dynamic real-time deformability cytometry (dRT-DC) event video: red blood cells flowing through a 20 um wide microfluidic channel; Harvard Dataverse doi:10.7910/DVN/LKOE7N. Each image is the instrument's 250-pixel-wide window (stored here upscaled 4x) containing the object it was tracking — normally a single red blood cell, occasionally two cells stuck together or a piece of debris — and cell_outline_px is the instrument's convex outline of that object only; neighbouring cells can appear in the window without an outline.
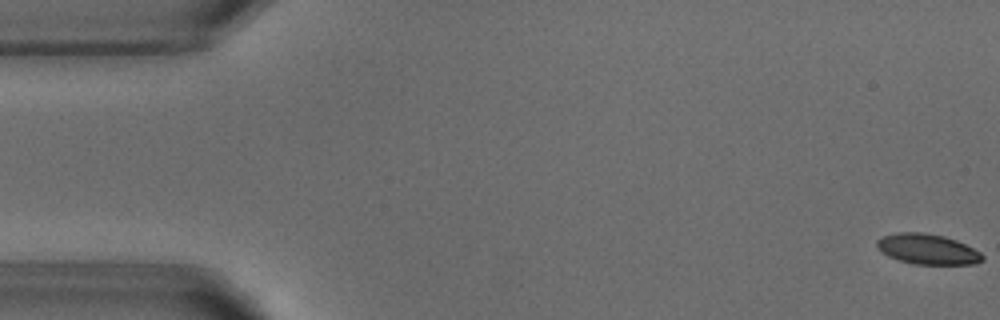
{"species": "common noctule bat (a hibernating species)", "species_latin": "Nyctalus noctula", "temperature_condition": "warm", "stored_images_in_passage": 54, "camera_frame_rate_fps": 3000, "um_per_image_px": 0.085, "animal": {"sex": "male", "body_mass_g": 18.8}, "frame": {"image": 1, "passage_image": 1, "time_ms": 0.0, "image_size_px": [1000, 320], "cell_outline_px": [[984, 260], [976, 264], [912, 264], [888, 256], [880, 252], [876, 248], [876, 240], [880, 236], [896, 232], [924, 232], [944, 236], [956, 240], [980, 252], [984, 256]], "centroid_in_image_um": [78.79, 21.17], "position_along_channel_um": 6.2, "area_um2": 18.9}}
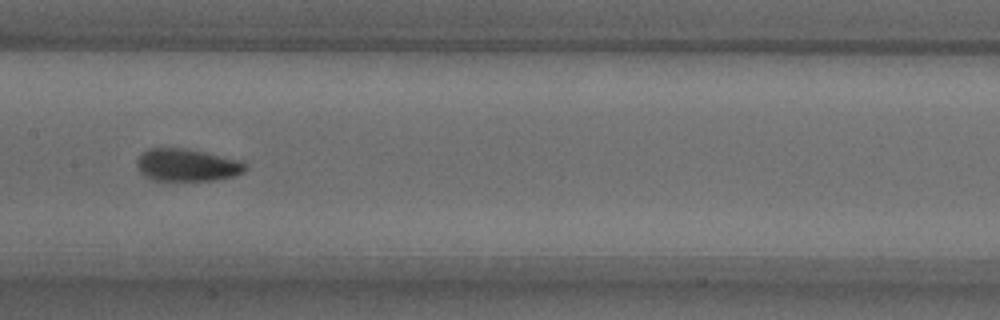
{"frame": {"image": 2, "passage_image": 26, "time_ms": 8.333, "image_size_px": [1000, 320], "cell_outline_px": [[248, 168], [244, 172], [236, 176], [216, 180], [156, 180], [144, 176], [140, 172], [136, 164], [136, 160], [148, 148], [184, 148], [204, 152], [240, 160], [248, 164]], "centroid_in_image_um": [15.93, 14.03], "position_along_channel_um": 191.5, "area_um2": 20.58}}
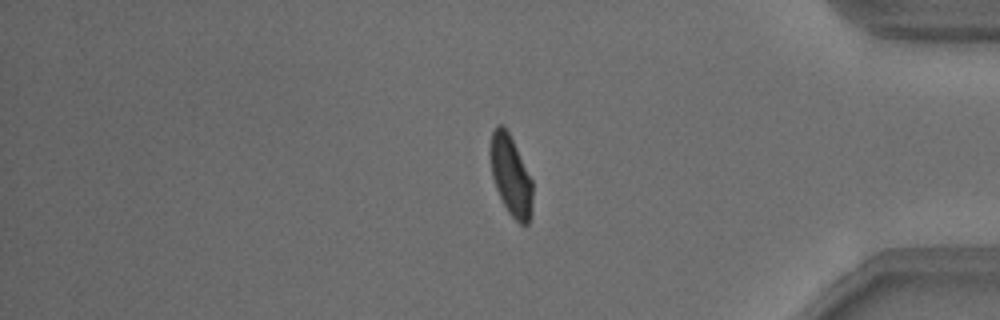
{"frame": {"image": 3, "passage_image": 44, "time_ms": 14.333, "image_size_px": [1000, 320], "cell_outline_px": [[532, 216], [528, 224], [520, 224], [508, 212], [496, 188], [492, 176], [488, 152], [492, 132], [496, 124], [504, 124], [532, 180]], "centroid_in_image_um": [43.4, 14.91], "position_along_channel_um": 391.8, "area_um2": 19.83}, "authors_computed_cell_mechanics": {"area_um2": 20.0566, "velocity_mm_per_s": 3.8185, "shape_relaxation_time_tau1_ms": 2.5926, "shape_relaxation_time_tau2_ms": 0.8659, "deformation_change_tau1": 0.1526, "deformation_change_tau2": 0.0668}}